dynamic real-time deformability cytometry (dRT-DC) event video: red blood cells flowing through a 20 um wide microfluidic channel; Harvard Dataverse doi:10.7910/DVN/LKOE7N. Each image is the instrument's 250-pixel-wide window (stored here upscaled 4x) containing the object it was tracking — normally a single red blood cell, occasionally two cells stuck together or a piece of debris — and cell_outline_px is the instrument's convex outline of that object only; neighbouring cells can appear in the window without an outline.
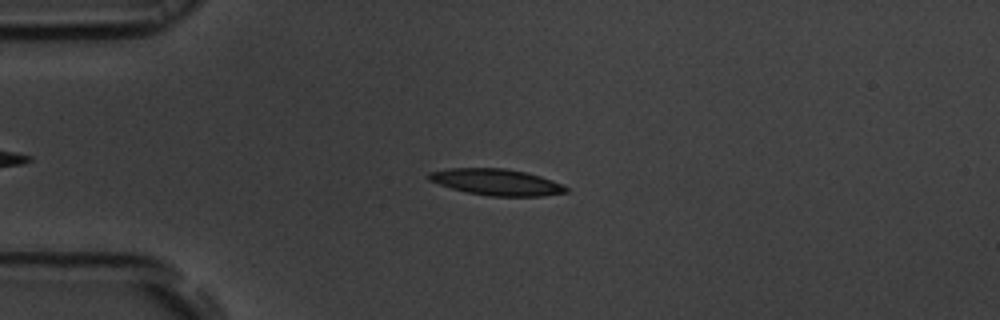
{"species": "common noctule bat (a hibernating species)", "species_latin": "Nyctalus noctula", "temperature_condition": "room temperature", "stored_images_in_passage": 48, "camera_frame_rate_fps": 3000, "um_per_image_px": 0.085, "animal": {"sex": "male", "body_mass_g": 19.5, "forearm_length_mm": 54.6}, "frame": {"image": 1, "passage_image": 13, "time_ms": 4.0, "image_size_px": [1000, 320], "cell_outline_px": [[568, 192], [544, 196], [488, 196], [468, 192], [452, 188], [428, 180], [424, 176], [428, 172], [448, 168], [504, 168], [524, 172], [540, 176], [552, 180], [568, 188]], "centroid_in_image_um": [42.16, 15.47], "position_along_channel_um": 42.8, "area_um2": 21.04}}
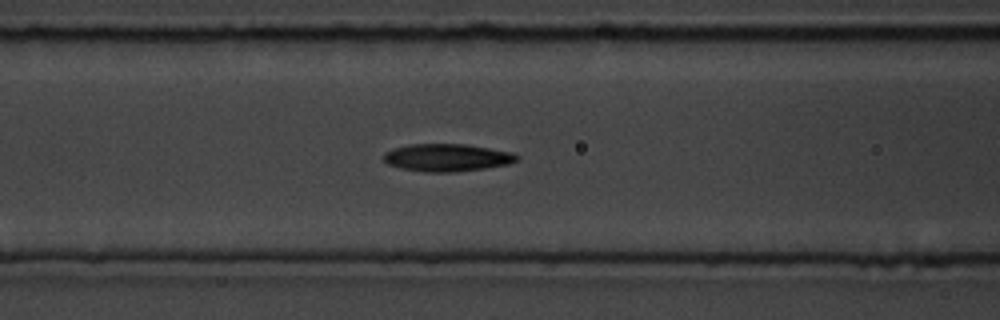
{"frame": {"image": 2, "passage_image": 22, "time_ms": 7.0, "image_size_px": [1000, 320], "cell_outline_px": [[520, 156], [516, 160], [508, 164], [484, 168], [456, 172], [424, 172], [400, 168], [388, 164], [384, 160], [384, 152], [392, 148], [408, 144], [464, 144], [512, 152]], "centroid_in_image_um": [37.96, 13.39], "position_along_channel_um": 128.6, "area_um2": 21.39}}
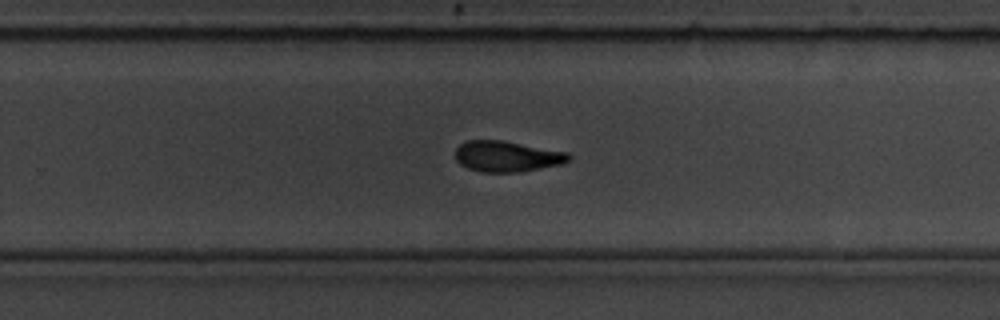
{"frame": {"image": 3, "passage_image": 35, "time_ms": 11.333, "image_size_px": [1000, 320], "cell_outline_px": [[572, 160], [560, 164], [520, 172], [480, 172], [468, 168], [460, 164], [456, 160], [456, 148], [460, 144], [468, 140], [500, 140], [568, 152], [572, 156]], "centroid_in_image_um": [43.1, 13.29], "position_along_channel_um": 286.7, "area_um2": 20.35}, "authors_computed_cell_mechanics": {"area_um2": 20.9814, "velocity_mm_per_s": 3.6577, "shape_relaxation_time_tau1_ms": 5.8952, "shape_relaxation_time_tau2_ms": 3.0283, "deformation_change_tau1": 0.1642, "deformation_change_tau2": 0.1169}}